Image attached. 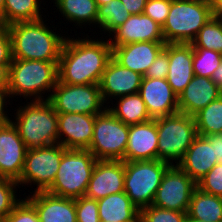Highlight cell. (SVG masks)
I'll return each mask as SVG.
<instances>
[{
	"label": "cell",
	"mask_w": 222,
	"mask_h": 222,
	"mask_svg": "<svg viewBox=\"0 0 222 222\" xmlns=\"http://www.w3.org/2000/svg\"><path fill=\"white\" fill-rule=\"evenodd\" d=\"M172 0H147L143 13L163 26L169 14Z\"/></svg>",
	"instance_id": "cell-39"
},
{
	"label": "cell",
	"mask_w": 222,
	"mask_h": 222,
	"mask_svg": "<svg viewBox=\"0 0 222 222\" xmlns=\"http://www.w3.org/2000/svg\"><path fill=\"white\" fill-rule=\"evenodd\" d=\"M58 62L12 59L8 85L11 102L16 96L23 97L25 102L28 99L48 100L58 82ZM46 91L49 92L47 97L43 96L47 94Z\"/></svg>",
	"instance_id": "cell-4"
},
{
	"label": "cell",
	"mask_w": 222,
	"mask_h": 222,
	"mask_svg": "<svg viewBox=\"0 0 222 222\" xmlns=\"http://www.w3.org/2000/svg\"><path fill=\"white\" fill-rule=\"evenodd\" d=\"M17 107L10 121L27 150L58 144V113L48 100H32Z\"/></svg>",
	"instance_id": "cell-3"
},
{
	"label": "cell",
	"mask_w": 222,
	"mask_h": 222,
	"mask_svg": "<svg viewBox=\"0 0 222 222\" xmlns=\"http://www.w3.org/2000/svg\"><path fill=\"white\" fill-rule=\"evenodd\" d=\"M169 68V43L158 54L143 77L166 79Z\"/></svg>",
	"instance_id": "cell-40"
},
{
	"label": "cell",
	"mask_w": 222,
	"mask_h": 222,
	"mask_svg": "<svg viewBox=\"0 0 222 222\" xmlns=\"http://www.w3.org/2000/svg\"><path fill=\"white\" fill-rule=\"evenodd\" d=\"M108 37L112 48L135 42H165L162 26L144 13L131 15Z\"/></svg>",
	"instance_id": "cell-18"
},
{
	"label": "cell",
	"mask_w": 222,
	"mask_h": 222,
	"mask_svg": "<svg viewBox=\"0 0 222 222\" xmlns=\"http://www.w3.org/2000/svg\"><path fill=\"white\" fill-rule=\"evenodd\" d=\"M196 187V182L178 165L169 166L162 177L152 205L187 212Z\"/></svg>",
	"instance_id": "cell-12"
},
{
	"label": "cell",
	"mask_w": 222,
	"mask_h": 222,
	"mask_svg": "<svg viewBox=\"0 0 222 222\" xmlns=\"http://www.w3.org/2000/svg\"><path fill=\"white\" fill-rule=\"evenodd\" d=\"M11 62V37L7 28L0 26V65H10Z\"/></svg>",
	"instance_id": "cell-41"
},
{
	"label": "cell",
	"mask_w": 222,
	"mask_h": 222,
	"mask_svg": "<svg viewBox=\"0 0 222 222\" xmlns=\"http://www.w3.org/2000/svg\"><path fill=\"white\" fill-rule=\"evenodd\" d=\"M10 65H0V87L8 88Z\"/></svg>",
	"instance_id": "cell-45"
},
{
	"label": "cell",
	"mask_w": 222,
	"mask_h": 222,
	"mask_svg": "<svg viewBox=\"0 0 222 222\" xmlns=\"http://www.w3.org/2000/svg\"><path fill=\"white\" fill-rule=\"evenodd\" d=\"M142 78L140 73L123 67L111 58L99 83L103 101L108 106L113 99L139 93Z\"/></svg>",
	"instance_id": "cell-15"
},
{
	"label": "cell",
	"mask_w": 222,
	"mask_h": 222,
	"mask_svg": "<svg viewBox=\"0 0 222 222\" xmlns=\"http://www.w3.org/2000/svg\"><path fill=\"white\" fill-rule=\"evenodd\" d=\"M221 96V90L208 77L194 76L178 95L179 112L194 116Z\"/></svg>",
	"instance_id": "cell-22"
},
{
	"label": "cell",
	"mask_w": 222,
	"mask_h": 222,
	"mask_svg": "<svg viewBox=\"0 0 222 222\" xmlns=\"http://www.w3.org/2000/svg\"><path fill=\"white\" fill-rule=\"evenodd\" d=\"M48 101L57 113L97 115L108 107L99 84L71 85L58 81Z\"/></svg>",
	"instance_id": "cell-10"
},
{
	"label": "cell",
	"mask_w": 222,
	"mask_h": 222,
	"mask_svg": "<svg viewBox=\"0 0 222 222\" xmlns=\"http://www.w3.org/2000/svg\"><path fill=\"white\" fill-rule=\"evenodd\" d=\"M97 6H102L104 4L110 3L112 0H95Z\"/></svg>",
	"instance_id": "cell-51"
},
{
	"label": "cell",
	"mask_w": 222,
	"mask_h": 222,
	"mask_svg": "<svg viewBox=\"0 0 222 222\" xmlns=\"http://www.w3.org/2000/svg\"><path fill=\"white\" fill-rule=\"evenodd\" d=\"M158 160V133L155 119L129 125L125 161Z\"/></svg>",
	"instance_id": "cell-20"
},
{
	"label": "cell",
	"mask_w": 222,
	"mask_h": 222,
	"mask_svg": "<svg viewBox=\"0 0 222 222\" xmlns=\"http://www.w3.org/2000/svg\"><path fill=\"white\" fill-rule=\"evenodd\" d=\"M139 94L151 119L179 112L178 95L171 89L167 79L143 77Z\"/></svg>",
	"instance_id": "cell-16"
},
{
	"label": "cell",
	"mask_w": 222,
	"mask_h": 222,
	"mask_svg": "<svg viewBox=\"0 0 222 222\" xmlns=\"http://www.w3.org/2000/svg\"><path fill=\"white\" fill-rule=\"evenodd\" d=\"M212 17L211 5L172 0L169 14L162 26L165 43H191Z\"/></svg>",
	"instance_id": "cell-7"
},
{
	"label": "cell",
	"mask_w": 222,
	"mask_h": 222,
	"mask_svg": "<svg viewBox=\"0 0 222 222\" xmlns=\"http://www.w3.org/2000/svg\"><path fill=\"white\" fill-rule=\"evenodd\" d=\"M222 61V54L213 50L193 48V71L195 76L211 78Z\"/></svg>",
	"instance_id": "cell-33"
},
{
	"label": "cell",
	"mask_w": 222,
	"mask_h": 222,
	"mask_svg": "<svg viewBox=\"0 0 222 222\" xmlns=\"http://www.w3.org/2000/svg\"><path fill=\"white\" fill-rule=\"evenodd\" d=\"M4 4L5 0H0V26L4 27Z\"/></svg>",
	"instance_id": "cell-48"
},
{
	"label": "cell",
	"mask_w": 222,
	"mask_h": 222,
	"mask_svg": "<svg viewBox=\"0 0 222 222\" xmlns=\"http://www.w3.org/2000/svg\"><path fill=\"white\" fill-rule=\"evenodd\" d=\"M3 222H40L35 208L23 198Z\"/></svg>",
	"instance_id": "cell-38"
},
{
	"label": "cell",
	"mask_w": 222,
	"mask_h": 222,
	"mask_svg": "<svg viewBox=\"0 0 222 222\" xmlns=\"http://www.w3.org/2000/svg\"><path fill=\"white\" fill-rule=\"evenodd\" d=\"M96 115L58 113V143L66 149L88 150Z\"/></svg>",
	"instance_id": "cell-14"
},
{
	"label": "cell",
	"mask_w": 222,
	"mask_h": 222,
	"mask_svg": "<svg viewBox=\"0 0 222 222\" xmlns=\"http://www.w3.org/2000/svg\"><path fill=\"white\" fill-rule=\"evenodd\" d=\"M10 100V96L8 93V88L0 87V124L6 123L10 121V117L8 115H11L8 113L7 105H10L13 103ZM9 103V104H8ZM6 108V109H5ZM6 110V111H5ZM8 113V114H7Z\"/></svg>",
	"instance_id": "cell-42"
},
{
	"label": "cell",
	"mask_w": 222,
	"mask_h": 222,
	"mask_svg": "<svg viewBox=\"0 0 222 222\" xmlns=\"http://www.w3.org/2000/svg\"><path fill=\"white\" fill-rule=\"evenodd\" d=\"M47 19L15 22L6 26L11 37L12 59L59 61L66 40ZM55 30V32H54Z\"/></svg>",
	"instance_id": "cell-2"
},
{
	"label": "cell",
	"mask_w": 222,
	"mask_h": 222,
	"mask_svg": "<svg viewBox=\"0 0 222 222\" xmlns=\"http://www.w3.org/2000/svg\"><path fill=\"white\" fill-rule=\"evenodd\" d=\"M86 36L76 39L67 36L58 62L59 82L71 85L100 83L112 58V47L105 35L103 39Z\"/></svg>",
	"instance_id": "cell-1"
},
{
	"label": "cell",
	"mask_w": 222,
	"mask_h": 222,
	"mask_svg": "<svg viewBox=\"0 0 222 222\" xmlns=\"http://www.w3.org/2000/svg\"><path fill=\"white\" fill-rule=\"evenodd\" d=\"M193 48L213 50L222 54V20L212 17L191 42Z\"/></svg>",
	"instance_id": "cell-32"
},
{
	"label": "cell",
	"mask_w": 222,
	"mask_h": 222,
	"mask_svg": "<svg viewBox=\"0 0 222 222\" xmlns=\"http://www.w3.org/2000/svg\"><path fill=\"white\" fill-rule=\"evenodd\" d=\"M155 121L158 133V159L170 166L178 165L197 136L194 116L177 112L157 118Z\"/></svg>",
	"instance_id": "cell-6"
},
{
	"label": "cell",
	"mask_w": 222,
	"mask_h": 222,
	"mask_svg": "<svg viewBox=\"0 0 222 222\" xmlns=\"http://www.w3.org/2000/svg\"><path fill=\"white\" fill-rule=\"evenodd\" d=\"M212 9H213V16L220 18L222 16V0H214Z\"/></svg>",
	"instance_id": "cell-47"
},
{
	"label": "cell",
	"mask_w": 222,
	"mask_h": 222,
	"mask_svg": "<svg viewBox=\"0 0 222 222\" xmlns=\"http://www.w3.org/2000/svg\"><path fill=\"white\" fill-rule=\"evenodd\" d=\"M62 17L76 28L86 25L97 26L98 6L95 0H52Z\"/></svg>",
	"instance_id": "cell-26"
},
{
	"label": "cell",
	"mask_w": 222,
	"mask_h": 222,
	"mask_svg": "<svg viewBox=\"0 0 222 222\" xmlns=\"http://www.w3.org/2000/svg\"><path fill=\"white\" fill-rule=\"evenodd\" d=\"M66 150L62 145L54 144L42 149L27 150L22 175L17 181L22 186H37L33 192L47 191L53 184ZM21 185V186H20Z\"/></svg>",
	"instance_id": "cell-11"
},
{
	"label": "cell",
	"mask_w": 222,
	"mask_h": 222,
	"mask_svg": "<svg viewBox=\"0 0 222 222\" xmlns=\"http://www.w3.org/2000/svg\"><path fill=\"white\" fill-rule=\"evenodd\" d=\"M100 222H139L140 210L125 192L97 200Z\"/></svg>",
	"instance_id": "cell-25"
},
{
	"label": "cell",
	"mask_w": 222,
	"mask_h": 222,
	"mask_svg": "<svg viewBox=\"0 0 222 222\" xmlns=\"http://www.w3.org/2000/svg\"><path fill=\"white\" fill-rule=\"evenodd\" d=\"M26 152L27 147L11 121L0 124V178L18 181Z\"/></svg>",
	"instance_id": "cell-13"
},
{
	"label": "cell",
	"mask_w": 222,
	"mask_h": 222,
	"mask_svg": "<svg viewBox=\"0 0 222 222\" xmlns=\"http://www.w3.org/2000/svg\"><path fill=\"white\" fill-rule=\"evenodd\" d=\"M45 2V0H43ZM42 0H5L4 27L15 22L37 21L45 16L41 13ZM43 16V17H42Z\"/></svg>",
	"instance_id": "cell-29"
},
{
	"label": "cell",
	"mask_w": 222,
	"mask_h": 222,
	"mask_svg": "<svg viewBox=\"0 0 222 222\" xmlns=\"http://www.w3.org/2000/svg\"><path fill=\"white\" fill-rule=\"evenodd\" d=\"M197 135L222 133V97L210 102L194 115Z\"/></svg>",
	"instance_id": "cell-30"
},
{
	"label": "cell",
	"mask_w": 222,
	"mask_h": 222,
	"mask_svg": "<svg viewBox=\"0 0 222 222\" xmlns=\"http://www.w3.org/2000/svg\"><path fill=\"white\" fill-rule=\"evenodd\" d=\"M125 162L97 160L85 196L99 200L111 194L124 192Z\"/></svg>",
	"instance_id": "cell-17"
},
{
	"label": "cell",
	"mask_w": 222,
	"mask_h": 222,
	"mask_svg": "<svg viewBox=\"0 0 222 222\" xmlns=\"http://www.w3.org/2000/svg\"><path fill=\"white\" fill-rule=\"evenodd\" d=\"M25 199L35 208L40 222H77L75 199L47 191L29 192Z\"/></svg>",
	"instance_id": "cell-19"
},
{
	"label": "cell",
	"mask_w": 222,
	"mask_h": 222,
	"mask_svg": "<svg viewBox=\"0 0 222 222\" xmlns=\"http://www.w3.org/2000/svg\"><path fill=\"white\" fill-rule=\"evenodd\" d=\"M211 80L215 83V85L222 90V61L217 67V69L213 72L211 76Z\"/></svg>",
	"instance_id": "cell-46"
},
{
	"label": "cell",
	"mask_w": 222,
	"mask_h": 222,
	"mask_svg": "<svg viewBox=\"0 0 222 222\" xmlns=\"http://www.w3.org/2000/svg\"><path fill=\"white\" fill-rule=\"evenodd\" d=\"M169 166L159 159L125 161L124 192L139 210L152 205Z\"/></svg>",
	"instance_id": "cell-8"
},
{
	"label": "cell",
	"mask_w": 222,
	"mask_h": 222,
	"mask_svg": "<svg viewBox=\"0 0 222 222\" xmlns=\"http://www.w3.org/2000/svg\"><path fill=\"white\" fill-rule=\"evenodd\" d=\"M211 145H214L215 157L218 162H222V133L204 136Z\"/></svg>",
	"instance_id": "cell-44"
},
{
	"label": "cell",
	"mask_w": 222,
	"mask_h": 222,
	"mask_svg": "<svg viewBox=\"0 0 222 222\" xmlns=\"http://www.w3.org/2000/svg\"><path fill=\"white\" fill-rule=\"evenodd\" d=\"M165 42H135L112 48V58L127 69L145 75Z\"/></svg>",
	"instance_id": "cell-21"
},
{
	"label": "cell",
	"mask_w": 222,
	"mask_h": 222,
	"mask_svg": "<svg viewBox=\"0 0 222 222\" xmlns=\"http://www.w3.org/2000/svg\"><path fill=\"white\" fill-rule=\"evenodd\" d=\"M77 222H100L97 200L86 196L75 198Z\"/></svg>",
	"instance_id": "cell-37"
},
{
	"label": "cell",
	"mask_w": 222,
	"mask_h": 222,
	"mask_svg": "<svg viewBox=\"0 0 222 222\" xmlns=\"http://www.w3.org/2000/svg\"><path fill=\"white\" fill-rule=\"evenodd\" d=\"M19 185L13 179L0 178V218L4 220L13 208L22 200L17 198Z\"/></svg>",
	"instance_id": "cell-35"
},
{
	"label": "cell",
	"mask_w": 222,
	"mask_h": 222,
	"mask_svg": "<svg viewBox=\"0 0 222 222\" xmlns=\"http://www.w3.org/2000/svg\"><path fill=\"white\" fill-rule=\"evenodd\" d=\"M185 222H207V221L199 220L196 218H191V217L186 216Z\"/></svg>",
	"instance_id": "cell-50"
},
{
	"label": "cell",
	"mask_w": 222,
	"mask_h": 222,
	"mask_svg": "<svg viewBox=\"0 0 222 222\" xmlns=\"http://www.w3.org/2000/svg\"><path fill=\"white\" fill-rule=\"evenodd\" d=\"M131 15L120 0H112L110 3L98 6L97 27L100 28V34L110 36ZM102 31L104 33H101Z\"/></svg>",
	"instance_id": "cell-31"
},
{
	"label": "cell",
	"mask_w": 222,
	"mask_h": 222,
	"mask_svg": "<svg viewBox=\"0 0 222 222\" xmlns=\"http://www.w3.org/2000/svg\"><path fill=\"white\" fill-rule=\"evenodd\" d=\"M187 212L147 206L140 210L139 222H185Z\"/></svg>",
	"instance_id": "cell-34"
},
{
	"label": "cell",
	"mask_w": 222,
	"mask_h": 222,
	"mask_svg": "<svg viewBox=\"0 0 222 222\" xmlns=\"http://www.w3.org/2000/svg\"><path fill=\"white\" fill-rule=\"evenodd\" d=\"M196 184L203 192L222 197V162H218Z\"/></svg>",
	"instance_id": "cell-36"
},
{
	"label": "cell",
	"mask_w": 222,
	"mask_h": 222,
	"mask_svg": "<svg viewBox=\"0 0 222 222\" xmlns=\"http://www.w3.org/2000/svg\"><path fill=\"white\" fill-rule=\"evenodd\" d=\"M129 125L117 119L107 108L96 115L89 151L97 160L125 162Z\"/></svg>",
	"instance_id": "cell-9"
},
{
	"label": "cell",
	"mask_w": 222,
	"mask_h": 222,
	"mask_svg": "<svg viewBox=\"0 0 222 222\" xmlns=\"http://www.w3.org/2000/svg\"><path fill=\"white\" fill-rule=\"evenodd\" d=\"M130 14H141L144 11L147 0H120Z\"/></svg>",
	"instance_id": "cell-43"
},
{
	"label": "cell",
	"mask_w": 222,
	"mask_h": 222,
	"mask_svg": "<svg viewBox=\"0 0 222 222\" xmlns=\"http://www.w3.org/2000/svg\"><path fill=\"white\" fill-rule=\"evenodd\" d=\"M217 163L214 145L204 136L197 135L178 166L197 183Z\"/></svg>",
	"instance_id": "cell-24"
},
{
	"label": "cell",
	"mask_w": 222,
	"mask_h": 222,
	"mask_svg": "<svg viewBox=\"0 0 222 222\" xmlns=\"http://www.w3.org/2000/svg\"><path fill=\"white\" fill-rule=\"evenodd\" d=\"M192 64L193 46L191 43H169V68L166 79L177 95L195 76Z\"/></svg>",
	"instance_id": "cell-23"
},
{
	"label": "cell",
	"mask_w": 222,
	"mask_h": 222,
	"mask_svg": "<svg viewBox=\"0 0 222 222\" xmlns=\"http://www.w3.org/2000/svg\"><path fill=\"white\" fill-rule=\"evenodd\" d=\"M97 159L89 150L66 149L48 193L68 198L85 196Z\"/></svg>",
	"instance_id": "cell-5"
},
{
	"label": "cell",
	"mask_w": 222,
	"mask_h": 222,
	"mask_svg": "<svg viewBox=\"0 0 222 222\" xmlns=\"http://www.w3.org/2000/svg\"><path fill=\"white\" fill-rule=\"evenodd\" d=\"M187 216L207 222H222V197L203 192L195 188Z\"/></svg>",
	"instance_id": "cell-28"
},
{
	"label": "cell",
	"mask_w": 222,
	"mask_h": 222,
	"mask_svg": "<svg viewBox=\"0 0 222 222\" xmlns=\"http://www.w3.org/2000/svg\"><path fill=\"white\" fill-rule=\"evenodd\" d=\"M115 101L117 102L114 104ZM111 105H108L107 109L126 125H135L151 120L139 93L118 97L112 101Z\"/></svg>",
	"instance_id": "cell-27"
},
{
	"label": "cell",
	"mask_w": 222,
	"mask_h": 222,
	"mask_svg": "<svg viewBox=\"0 0 222 222\" xmlns=\"http://www.w3.org/2000/svg\"><path fill=\"white\" fill-rule=\"evenodd\" d=\"M183 1L195 2V3H201V4H208V5L212 6L214 0H183Z\"/></svg>",
	"instance_id": "cell-49"
}]
</instances>
